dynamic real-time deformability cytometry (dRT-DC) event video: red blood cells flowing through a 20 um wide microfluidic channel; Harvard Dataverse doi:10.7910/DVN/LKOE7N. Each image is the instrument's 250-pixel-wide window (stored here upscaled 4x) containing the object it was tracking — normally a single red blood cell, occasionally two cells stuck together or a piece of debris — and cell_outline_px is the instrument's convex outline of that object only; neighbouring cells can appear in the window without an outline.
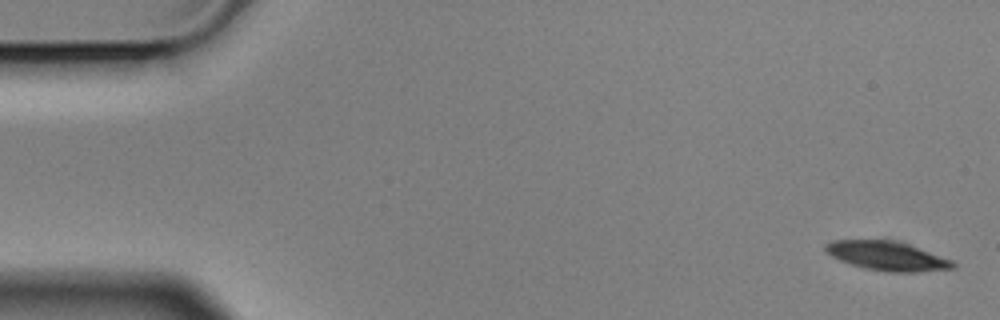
{"species": "Egyptian fruit bat (a non-hibernating species)", "species_latin": "Rousettus aegyptiacus", "temperature_condition": "cold", "stored_images_in_passage": 4, "camera_frame_rate_fps": 3000, "um_per_image_px": 0.085, "animal": {"sex": "male"}, "frame": {"image": 1, "passage_image": 1, "time_ms": 0.0, "image_size_px": [1000, 320], "cell_outline_px": [[956, 268], [920, 272], [884, 272], [864, 268], [840, 260], [824, 252], [824, 244], [832, 240], [892, 240], [908, 244], [952, 260], [956, 264]], "centroid_in_image_um": [75.39, 21.76], "position_along_channel_um": 9.6, "area_um2": 21.68}}